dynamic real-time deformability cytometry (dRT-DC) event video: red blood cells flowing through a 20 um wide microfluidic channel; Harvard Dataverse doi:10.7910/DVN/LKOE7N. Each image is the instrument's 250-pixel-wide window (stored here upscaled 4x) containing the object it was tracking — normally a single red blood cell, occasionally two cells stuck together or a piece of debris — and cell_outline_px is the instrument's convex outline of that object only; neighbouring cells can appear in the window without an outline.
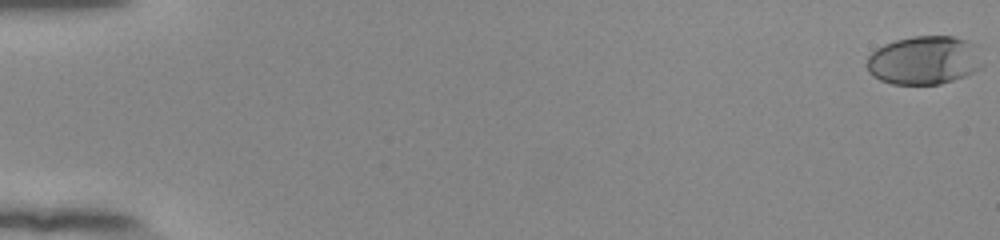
{"species": "human", "species_latin": "Homo sapiens", "temperature_condition": "room temperature", "stored_images_in_passage": 55, "camera_frame_rate_fps": 3000, "um_per_image_px": 0.085, "donor": {"sex": "female"}, "frame": {"image": 1, "passage_image": 1, "time_ms": 0.0, "image_size_px": [1000, 240], "cell_outline_px": [[984, 68], [964, 76], [940, 84], [892, 84], [880, 80], [872, 76], [868, 72], [864, 64], [868, 56], [876, 48], [884, 44], [896, 40], [912, 36], [952, 36], [968, 40], [980, 44], [984, 64]], "centroid_in_image_um": [78.61, 5.11], "position_along_channel_um": 6.4, "area_um2": 33.7}}
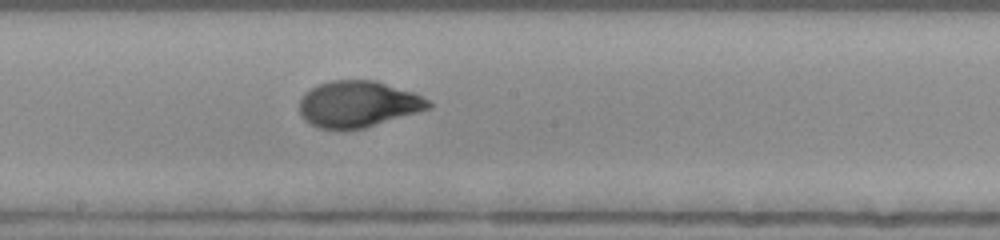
{"frame": {"image": 2, "passage_image": 32, "time_ms": 10.333, "image_size_px": [1000, 240], "cell_outline_px": [[432, 108], [364, 128], [320, 128], [304, 120], [300, 116], [300, 100], [304, 92], [320, 84], [332, 80], [376, 80], [416, 92], [428, 100], [432, 104]], "centroid_in_image_um": [30.47, 8.82], "position_along_channel_um": 217.7, "area_um2": 34.8}}
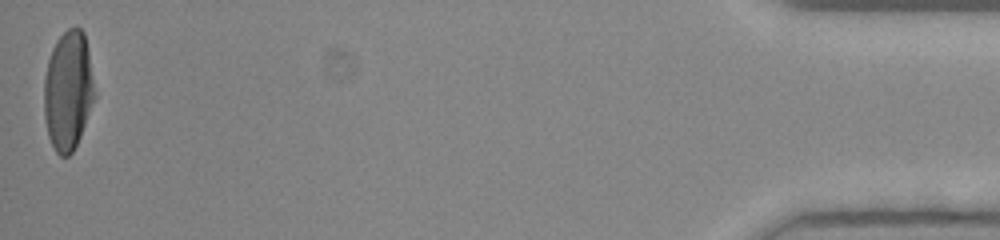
{"frame": {"image": 3, "passage_image": 55, "time_ms": 18.0, "image_size_px": [1000, 240], "cell_outline_px": [[96, 96], [80, 136], [72, 152], [68, 156], [60, 156], [56, 152], [48, 136], [44, 120], [44, 76], [48, 60], [52, 48], [56, 40], [68, 28], [76, 24], [84, 32], [88, 52]], "centroid_in_image_um": [5.78, 7.68], "position_along_channel_um": 429.4, "area_um2": 35.32}, "authors_computed_cell_mechanics": {"area_um2": 34.2754, "velocity_mm_per_s": 3.8906, "shape_relaxation_time_tau1_ms": 4.7835, "shape_relaxation_time_tau2_ms": null, "deformation_change_tau1": 0.2011, "deformation_change_tau2": null}}